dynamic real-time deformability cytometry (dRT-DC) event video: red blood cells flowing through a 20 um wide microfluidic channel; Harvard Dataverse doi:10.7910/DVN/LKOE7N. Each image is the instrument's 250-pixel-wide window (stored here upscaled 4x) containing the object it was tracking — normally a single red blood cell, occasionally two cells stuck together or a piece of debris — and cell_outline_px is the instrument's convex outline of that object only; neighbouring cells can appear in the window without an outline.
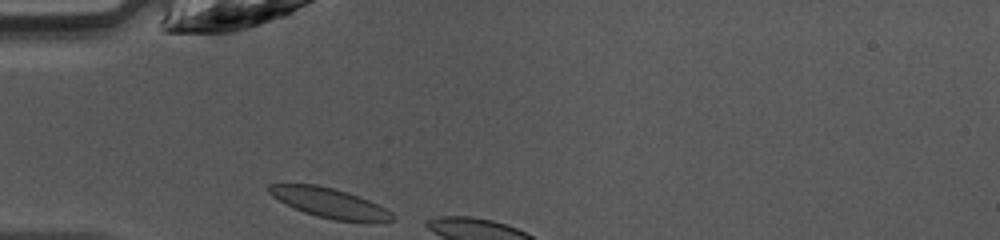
{"species": "common noctule bat (a hibernating species)", "species_latin": "Nyctalus noctula", "temperature_condition": "warm", "stored_images_in_passage": 3, "camera_frame_rate_fps": 3000, "um_per_image_px": 0.085, "animal": {"sex": "female", "body_mass_g": 10.0, "forearm_length_mm": 53.1}, "frame": {"image": 1, "passage_image": 1, "time_ms": 0.0, "image_size_px": [1000, 240], "cell_outline_px": [[396, 216], [392, 220], [336, 220], [316, 216], [304, 212], [272, 196], [268, 192], [268, 184], [316, 184], [348, 192], [360, 196], [392, 212]], "centroid_in_image_um": [27.97, 17.21], "position_along_channel_um": 57.0, "area_um2": 20.69}}